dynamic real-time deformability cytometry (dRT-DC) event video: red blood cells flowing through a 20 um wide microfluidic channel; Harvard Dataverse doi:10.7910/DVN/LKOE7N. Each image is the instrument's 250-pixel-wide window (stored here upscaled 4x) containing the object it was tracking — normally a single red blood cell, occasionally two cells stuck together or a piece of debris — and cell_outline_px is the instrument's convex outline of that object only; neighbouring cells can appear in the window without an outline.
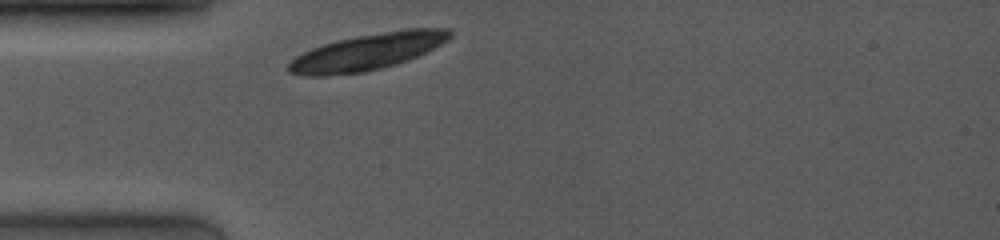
{"species": "common noctule bat (a hibernating species)", "species_latin": "Nyctalus noctula", "temperature_condition": "room temperature", "stored_images_in_passage": 1, "camera_frame_rate_fps": 4000, "um_per_image_px": 0.085, "animal": {"sex": "female", "body_mass_g": 19.0, "forearm_length_mm": 53.3}, "frame": {"image": 1, "passage_image": 1, "time_ms": 0.0, "image_size_px": [1000, 240], "cell_outline_px": [[452, 36], [448, 40], [408, 60], [396, 64], [364, 72], [324, 76], [304, 76], [288, 72], [288, 64], [296, 56], [312, 48], [336, 40], [356, 36], [408, 28], [448, 28], [452, 32]], "centroid_in_image_um": [31.22, 4.4], "position_along_channel_um": 53.8, "area_um2": 33.99}}